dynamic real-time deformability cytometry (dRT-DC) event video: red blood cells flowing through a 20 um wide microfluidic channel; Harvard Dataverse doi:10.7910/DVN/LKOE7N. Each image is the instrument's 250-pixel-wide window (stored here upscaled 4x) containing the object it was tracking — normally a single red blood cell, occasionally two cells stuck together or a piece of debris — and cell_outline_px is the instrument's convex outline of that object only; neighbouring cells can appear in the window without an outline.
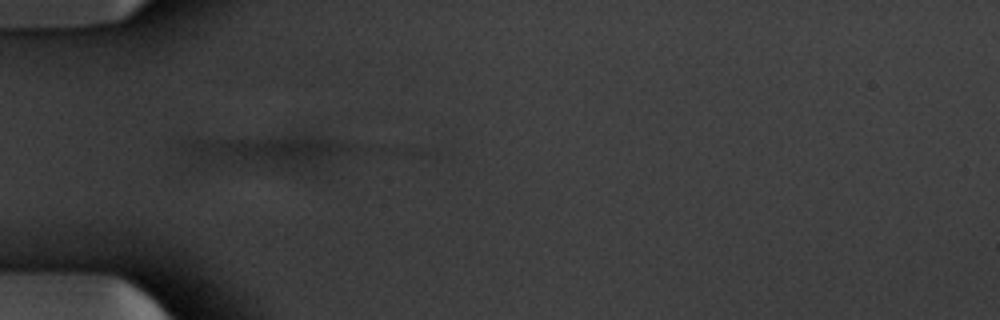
{"species": "common noctule bat (a hibernating species)", "species_latin": "Nyctalus noctula", "temperature_condition": "warm", "stored_images_in_passage": 19, "camera_frame_rate_fps": 3000, "um_per_image_px": 0.085, "animal": {"sex": "male", "body_mass_g": 20.1, "forearm_length_mm": 53.5}, "frame": {"image": 1, "passage_image": 16, "time_ms": 5.0, "image_size_px": [1000, 320], "cell_outline_px": [[360, 148], [316, 164], [296, 168], [292, 168], [220, 160], [192, 156], [180, 152], [180, 144], [192, 140], [288, 136], [320, 136], [356, 144]], "centroid_in_image_um": [22.96, 12.76], "position_along_channel_um": 62.0, "area_um2": 28.96}}